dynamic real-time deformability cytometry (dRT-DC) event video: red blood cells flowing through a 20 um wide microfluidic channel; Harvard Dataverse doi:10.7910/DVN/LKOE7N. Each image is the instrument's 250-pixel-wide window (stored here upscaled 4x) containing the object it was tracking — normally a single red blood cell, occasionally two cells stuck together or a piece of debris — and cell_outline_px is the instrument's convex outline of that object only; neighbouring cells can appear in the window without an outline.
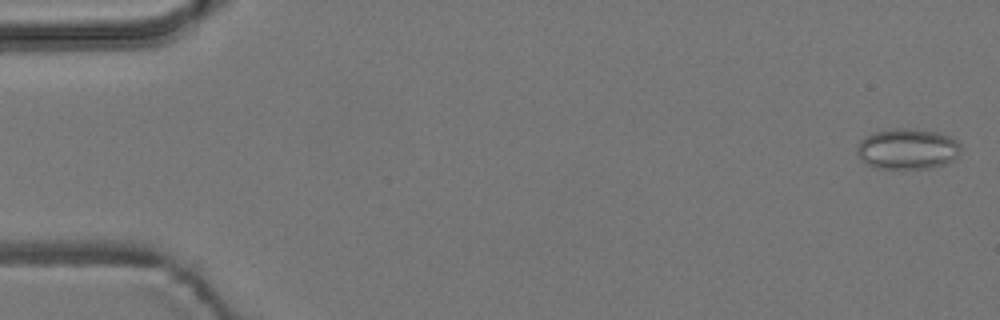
{"species": "common noctule bat (a hibernating species)", "species_latin": "Nyctalus noctula", "temperature_condition": "room temperature", "stored_images_in_passage": 4, "camera_frame_rate_fps": 3000, "um_per_image_px": 0.085, "animal": {"sex": "male", "body_mass_g": 19.2, "forearm_length_mm": 51.8}, "frame": {"image": 1, "passage_image": 1, "time_ms": 0.0, "image_size_px": [1000, 320], "cell_outline_px": [[960, 152], [952, 160], [944, 164], [932, 168], [876, 168], [868, 164], [856, 152], [856, 148], [860, 140], [864, 136], [872, 132], [892, 128], [912, 128], [940, 132], [956, 140], [960, 144]], "centroid_in_image_um": [77.12, 12.63], "position_along_channel_um": 7.9, "area_um2": 24.74}}